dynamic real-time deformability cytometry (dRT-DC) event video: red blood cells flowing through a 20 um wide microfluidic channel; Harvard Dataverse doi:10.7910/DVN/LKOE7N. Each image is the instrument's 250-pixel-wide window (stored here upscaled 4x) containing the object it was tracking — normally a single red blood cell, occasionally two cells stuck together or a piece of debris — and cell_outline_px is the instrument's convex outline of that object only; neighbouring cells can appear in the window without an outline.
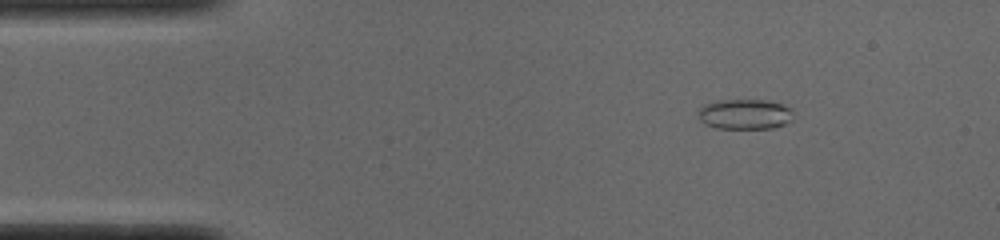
{"species": "common noctule bat (a hibernating species)", "species_latin": "Nyctalus noctula", "temperature_condition": "cold", "stored_images_in_passage": 29, "camera_frame_rate_fps": 3000, "um_per_image_px": 0.085, "animal": {"sex": "male", "body_mass_g": 19.0, "forearm_length_mm": 50.8}, "frame": {"image": 1, "passage_image": 7, "time_ms": 2.0, "image_size_px": [1000, 240], "cell_outline_px": [[792, 120], [784, 124], [772, 128], [716, 128], [704, 124], [700, 120], [696, 112], [704, 104], [720, 100], [764, 100], [780, 104], [792, 108]], "centroid_in_image_um": [63.28, 9.71], "position_along_channel_um": 21.7, "area_um2": 16.76}}
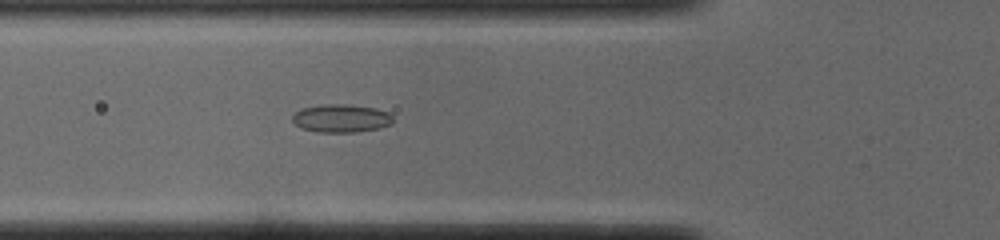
{"frame": {"image": 2, "passage_image": 18, "time_ms": 5.667, "image_size_px": [1000, 240], "cell_outline_px": [[392, 124], [380, 128], [356, 132], [316, 132], [300, 128], [292, 120], [292, 116], [296, 112], [304, 108], [320, 104], [348, 104], [376, 108], [388, 112], [392, 116]], "centroid_in_image_um": [29.01, 10.06], "position_along_channel_um": 96.8, "area_um2": 16.59}}
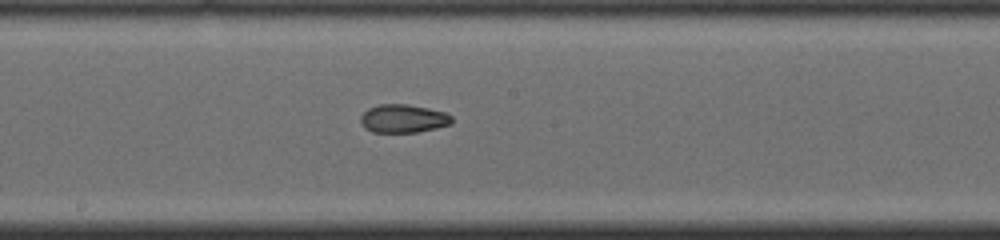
{"frame": {"image": 3, "passage_image": 27, "time_ms": 8.667, "image_size_px": [1000, 240], "cell_outline_px": [[452, 124], [436, 128], [416, 132], [372, 132], [364, 128], [360, 120], [360, 116], [368, 108], [380, 104], [408, 104], [428, 108], [444, 112], [452, 116]], "centroid_in_image_um": [34.26, 10.08], "position_along_channel_um": 213.9, "area_um2": 15.09}}